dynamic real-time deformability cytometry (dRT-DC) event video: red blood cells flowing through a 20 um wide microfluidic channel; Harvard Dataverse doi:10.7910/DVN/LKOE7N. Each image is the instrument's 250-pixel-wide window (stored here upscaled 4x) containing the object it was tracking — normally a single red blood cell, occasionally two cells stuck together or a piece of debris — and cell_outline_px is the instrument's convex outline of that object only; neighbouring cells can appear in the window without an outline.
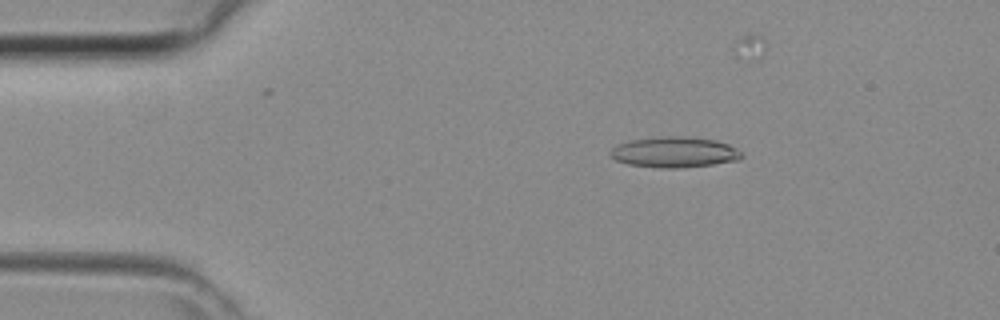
{"species": "common noctule bat (a hibernating species)", "species_latin": "Nyctalus noctula", "temperature_condition": "room temperature", "stored_images_in_passage": 34, "camera_frame_rate_fps": 3000, "um_per_image_px": 0.085, "animal": {"sex": "female", "body_mass_g": 29.2, "forearm_length_mm": 56.3}, "frame": {"image": 1, "passage_image": 7, "time_ms": 2.0, "image_size_px": [1000, 320], "cell_outline_px": [[744, 156], [740, 160], [712, 164], [680, 168], [660, 168], [628, 164], [616, 160], [608, 152], [616, 144], [632, 140], [660, 136], [684, 136], [716, 140], [728, 144], [736, 148]], "centroid_in_image_um": [57.32, 12.93], "position_along_channel_um": 27.7, "area_um2": 23.52}}
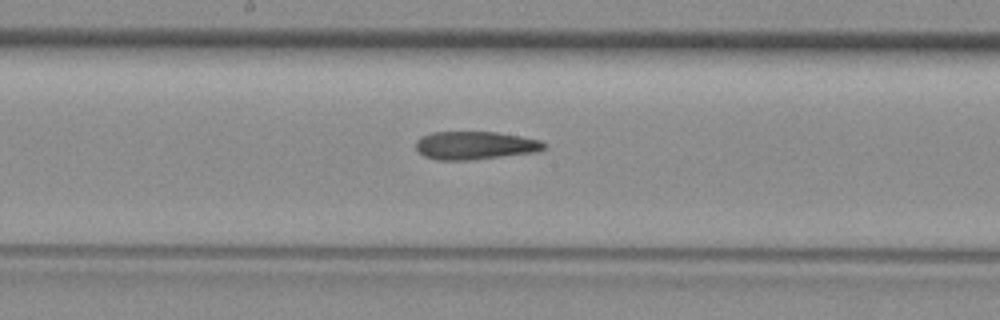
{"frame": {"image": 2, "passage_image": 22, "time_ms": 7.0, "image_size_px": [1000, 320], "cell_outline_px": [[548, 148], [540, 152], [468, 160], [436, 160], [424, 156], [416, 148], [416, 140], [432, 132], [496, 132], [520, 136], [540, 140], [548, 144]], "centroid_in_image_um": [40.45, 12.37], "position_along_channel_um": 207.7, "area_um2": 21.15}}
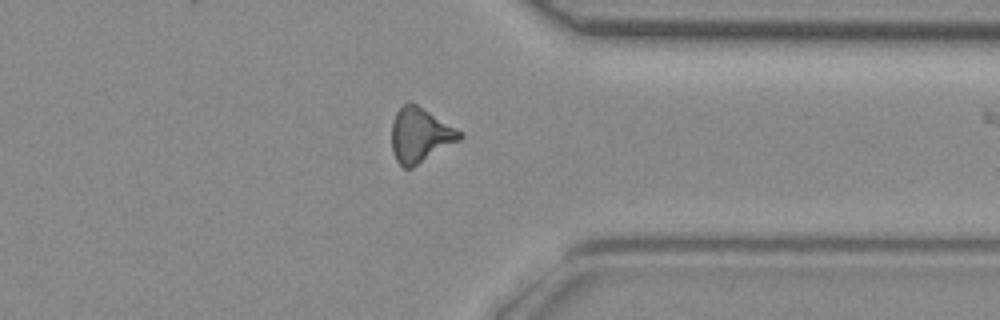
{"frame": {"image": 3, "passage_image": 33, "time_ms": 10.667, "image_size_px": [1000, 320], "cell_outline_px": [[464, 136], [460, 140], [412, 168], [404, 168], [396, 160], [392, 152], [392, 120], [396, 112], [408, 100], [416, 104], [460, 132]], "centroid_in_image_um": [35.66, 11.5], "position_along_channel_um": 375.7, "area_um2": 21.27}}